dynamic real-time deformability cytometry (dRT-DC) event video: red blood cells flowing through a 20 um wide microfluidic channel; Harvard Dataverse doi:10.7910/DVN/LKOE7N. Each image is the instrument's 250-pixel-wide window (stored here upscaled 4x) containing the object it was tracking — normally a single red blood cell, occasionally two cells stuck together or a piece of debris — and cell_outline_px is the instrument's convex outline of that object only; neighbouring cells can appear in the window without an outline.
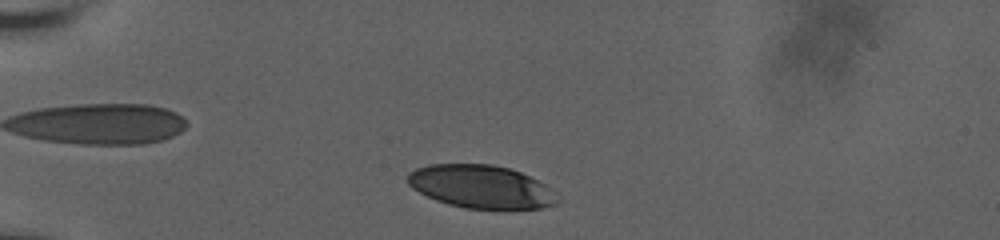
{"species": "human", "species_latin": "Homo sapiens", "temperature_condition": "room temperature", "stored_images_in_passage": 39, "camera_frame_rate_fps": 3000, "um_per_image_px": 0.085, "donor": {"sex": "male"}, "frame": {"image": 1, "passage_image": 3, "time_ms": 0.667, "image_size_px": [1000, 240], "cell_outline_px": [[556, 204], [544, 208], [464, 208], [448, 204], [436, 200], [412, 188], [408, 184], [408, 172], [416, 168], [428, 164], [492, 164], [508, 168], [520, 172], [544, 184], [556, 200]], "centroid_in_image_um": [40.8, 15.85], "position_along_channel_um": 44.2, "area_um2": 36.93}}
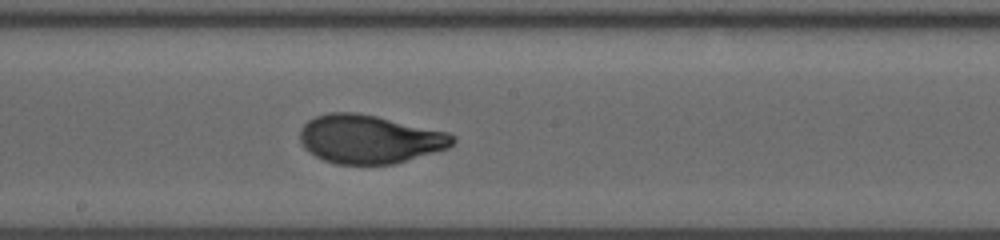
{"frame": {"image": 2, "passage_image": 21, "time_ms": 6.667, "image_size_px": [1000, 240], "cell_outline_px": [[456, 140], [448, 148], [392, 164], [336, 164], [324, 160], [308, 152], [304, 148], [300, 140], [300, 128], [308, 120], [316, 116], [328, 112], [356, 112], [376, 116], [448, 132], [456, 136]], "centroid_in_image_um": [31.38, 11.82], "position_along_channel_um": 216.8, "area_um2": 43.12}}
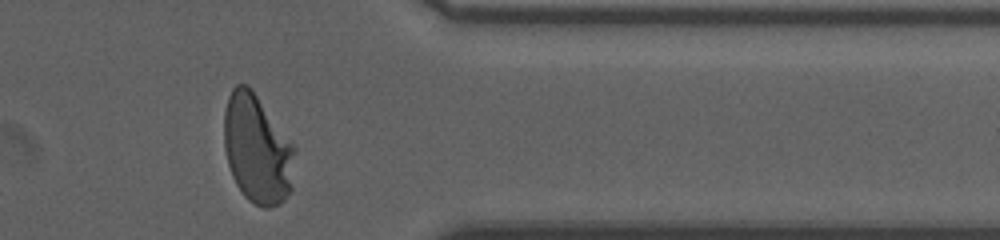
{"frame": {"image": 3, "passage_image": 36, "time_ms": 11.667, "image_size_px": [1000, 240], "cell_outline_px": [[296, 148], [292, 188], [284, 200], [280, 204], [268, 208], [264, 208], [248, 200], [244, 196], [236, 184], [232, 176], [228, 164], [224, 148], [224, 112], [228, 96], [232, 88], [236, 84], [244, 84], [252, 88], [296, 144]], "centroid_in_image_um": [21.89, 12.65], "position_along_channel_um": 389.5, "area_um2": 45.84}, "authors_computed_cell_mechanics": {"area_um2": 42.5408, "velocity_mm_per_s": 3.6388, "shape_relaxation_time_tau1_ms": 4.9362, "shape_relaxation_time_tau2_ms": null, "deformation_change_tau1": 0.2091, "deformation_change_tau2": null}}